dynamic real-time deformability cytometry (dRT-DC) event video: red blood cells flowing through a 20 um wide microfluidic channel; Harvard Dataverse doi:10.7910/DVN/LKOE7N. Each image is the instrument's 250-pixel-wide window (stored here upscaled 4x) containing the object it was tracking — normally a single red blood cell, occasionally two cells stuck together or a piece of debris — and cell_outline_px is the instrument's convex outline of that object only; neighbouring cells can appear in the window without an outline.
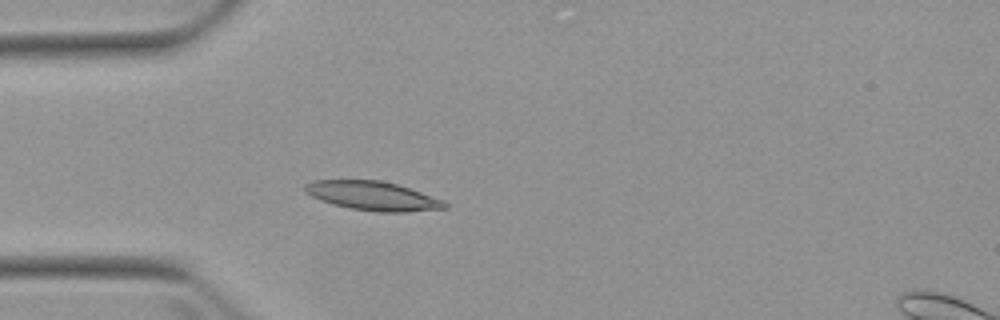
{"species": "Egyptian fruit bat (a non-hibernating species)", "species_latin": "Rousettus aegyptiacus", "temperature_condition": "warm", "stored_images_in_passage": 5, "camera_frame_rate_fps": 3000, "um_per_image_px": 0.085, "animal": {"sex": "female"}, "frame": {"image": 1, "passage_image": 4, "time_ms": 3.667, "image_size_px": [1000, 320], "cell_outline_px": [[448, 208], [404, 212], [376, 212], [352, 208], [332, 204], [320, 200], [304, 192], [304, 184], [316, 180], [380, 180], [396, 184], [444, 200], [448, 204]], "centroid_in_image_um": [31.68, 16.65], "position_along_channel_um": 53.3, "area_um2": 23.52}}